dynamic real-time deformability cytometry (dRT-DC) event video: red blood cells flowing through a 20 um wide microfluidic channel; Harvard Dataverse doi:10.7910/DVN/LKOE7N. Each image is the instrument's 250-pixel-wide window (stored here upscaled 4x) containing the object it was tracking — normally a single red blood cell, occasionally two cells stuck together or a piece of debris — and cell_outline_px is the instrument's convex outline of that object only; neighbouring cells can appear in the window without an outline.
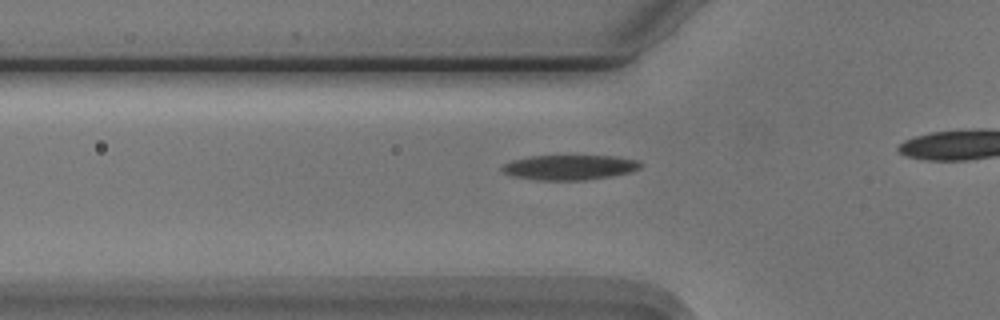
{"species": "Egyptian fruit bat (a non-hibernating species)", "species_latin": "Rousettus aegyptiacus", "temperature_condition": "cold", "stored_images_in_passage": 9, "camera_frame_rate_fps": 3000, "um_per_image_px": 0.085, "animal": {"sex": "male"}, "frame": {"image": 1, "passage_image": 3, "time_ms": 0.667, "image_size_px": [1000, 320], "cell_outline_px": [[644, 164], [640, 168], [632, 172], [612, 176], [584, 180], [536, 180], [512, 176], [504, 172], [500, 168], [504, 164], [512, 160], [532, 156], [616, 156], [640, 160]], "centroid_in_image_um": [48.47, 14.22], "position_along_channel_um": 77.3, "area_um2": 20.29}}
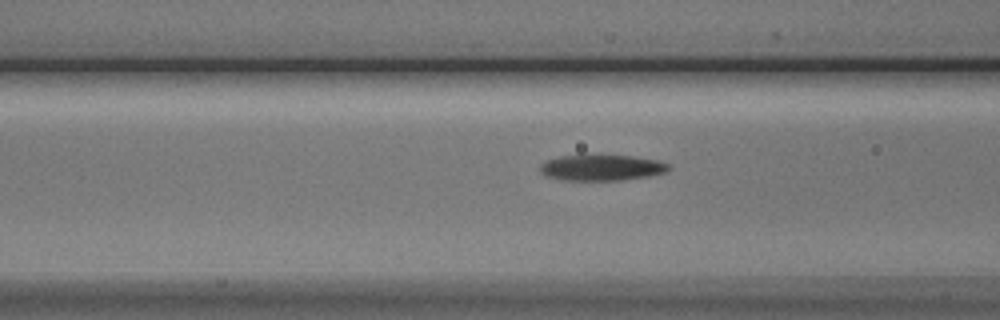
{"frame": {"image": 2, "passage_image": 6, "time_ms": 1.667, "image_size_px": [1000, 320], "cell_outline_px": [[672, 168], [664, 172], [648, 176], [620, 180], [564, 180], [548, 176], [540, 172], [540, 164], [548, 160], [560, 156], [584, 152], [632, 156], [660, 160], [672, 164]], "centroid_in_image_um": [51.16, 14.2], "position_along_channel_um": 115.4, "area_um2": 20.23}}